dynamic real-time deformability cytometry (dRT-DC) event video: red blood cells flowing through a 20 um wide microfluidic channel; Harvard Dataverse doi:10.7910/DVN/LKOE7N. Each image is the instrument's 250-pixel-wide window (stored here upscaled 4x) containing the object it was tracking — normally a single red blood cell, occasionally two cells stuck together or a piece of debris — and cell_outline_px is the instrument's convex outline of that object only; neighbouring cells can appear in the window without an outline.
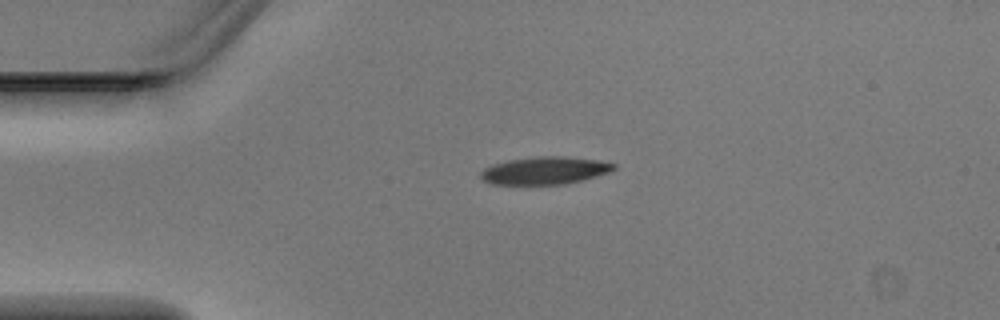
{"species": "Egyptian fruit bat (a non-hibernating species)", "species_latin": "Rousettus aegyptiacus", "temperature_condition": "warm", "stored_images_in_passage": 3, "camera_frame_rate_fps": 3000, "um_per_image_px": 0.085, "animal": {"sex": "male"}, "frame": {"image": 1, "passage_image": 1, "time_ms": 0.0, "image_size_px": [1000, 320], "cell_outline_px": [[616, 168], [608, 172], [584, 180], [564, 184], [492, 184], [484, 180], [480, 176], [480, 172], [484, 168], [492, 164], [508, 160], [540, 156], [560, 156], [600, 160], [616, 164]], "centroid_in_image_um": [46.31, 14.49], "position_along_channel_um": 38.7, "area_um2": 21.33}}
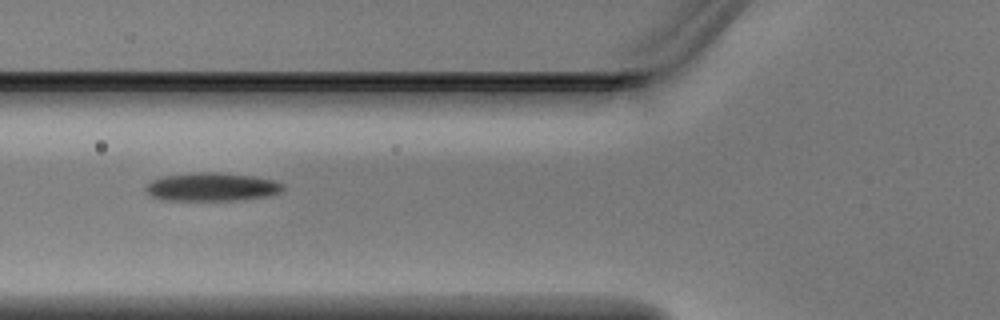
{"frame": {"image": 2, "passage_image": 3, "time_ms": 0.667, "image_size_px": [1000, 320], "cell_outline_px": [[284, 188], [280, 192], [272, 196], [244, 200], [160, 200], [152, 196], [144, 188], [144, 184], [152, 180], [164, 176], [192, 172], [216, 172], [252, 176], [276, 180], [284, 184]], "centroid_in_image_um": [18.03, 15.89], "position_along_channel_um": 107.8, "area_um2": 23.06}}